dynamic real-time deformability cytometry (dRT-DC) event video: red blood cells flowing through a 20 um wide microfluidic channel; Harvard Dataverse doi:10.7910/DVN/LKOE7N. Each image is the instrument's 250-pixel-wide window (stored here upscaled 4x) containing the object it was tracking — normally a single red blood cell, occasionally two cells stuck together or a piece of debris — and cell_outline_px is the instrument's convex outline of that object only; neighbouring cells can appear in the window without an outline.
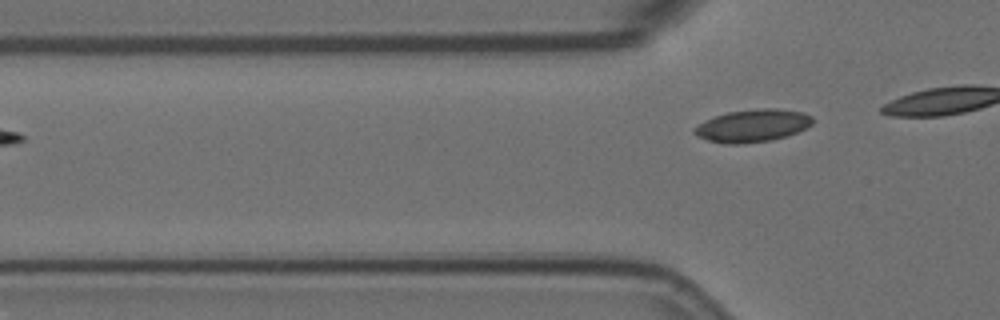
{"species": "Egyptian fruit bat (a non-hibernating species)", "species_latin": "Rousettus aegyptiacus", "temperature_condition": "room temperature", "stored_images_in_passage": 5, "camera_frame_rate_fps": 3000, "um_per_image_px": 0.085, "animal": {"sex": "female"}, "frame": {"image": 1, "passage_image": 5, "time_ms": 1.333, "image_size_px": [1000, 320], "cell_outline_px": [[812, 124], [796, 132], [772, 140], [736, 144], [724, 144], [708, 140], [696, 136], [692, 132], [692, 128], [704, 120], [728, 112], [760, 108], [776, 108], [804, 112], [812, 116]], "centroid_in_image_um": [63.92, 10.68], "position_along_channel_um": 61.9, "area_um2": 22.43}}